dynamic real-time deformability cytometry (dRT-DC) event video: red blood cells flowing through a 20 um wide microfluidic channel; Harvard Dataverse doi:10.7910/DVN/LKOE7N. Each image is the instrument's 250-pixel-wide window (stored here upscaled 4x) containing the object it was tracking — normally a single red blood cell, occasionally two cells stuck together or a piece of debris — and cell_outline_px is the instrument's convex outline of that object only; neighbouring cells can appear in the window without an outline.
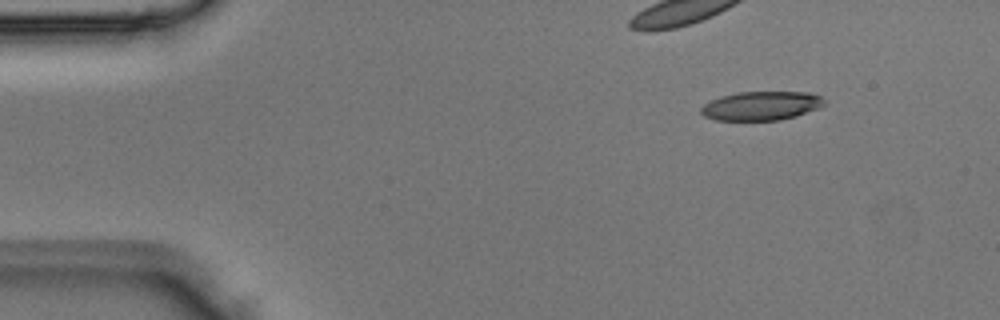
{"species": "Egyptian fruit bat (a non-hibernating species)", "species_latin": "Rousettus aegyptiacus", "temperature_condition": "room temperature", "stored_images_in_passage": 2, "camera_frame_rate_fps": 3000, "um_per_image_px": 0.085, "animal": {"sex": "male"}, "frame": {"image": 1, "passage_image": 2, "time_ms": 0.333, "image_size_px": [1000, 320], "cell_outline_px": [[824, 104], [816, 108], [796, 116], [780, 120], [716, 120], [704, 116], [700, 112], [700, 108], [704, 104], [720, 96], [736, 92], [808, 92], [820, 96], [824, 100]], "centroid_in_image_um": [64.66, 8.99], "position_along_channel_um": 20.3, "area_um2": 20.63}}